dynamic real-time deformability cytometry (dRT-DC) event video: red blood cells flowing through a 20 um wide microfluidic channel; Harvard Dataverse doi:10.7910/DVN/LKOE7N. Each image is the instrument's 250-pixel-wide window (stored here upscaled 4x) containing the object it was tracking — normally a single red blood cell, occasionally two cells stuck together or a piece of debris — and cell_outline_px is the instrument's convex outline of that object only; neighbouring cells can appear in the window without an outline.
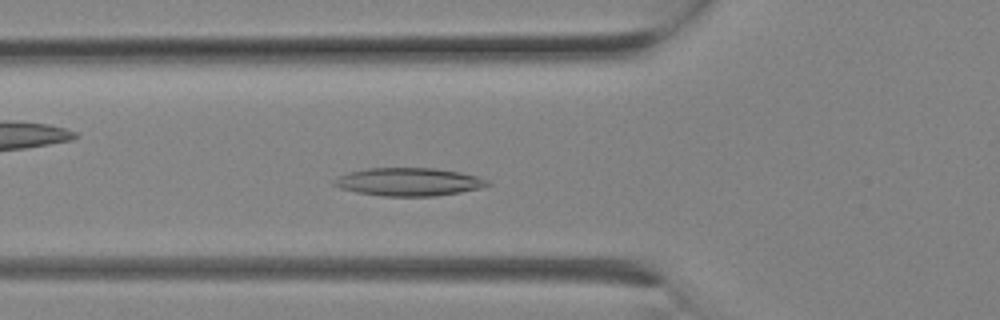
{"species": "Egyptian fruit bat (a non-hibernating species)", "species_latin": "Rousettus aegyptiacus", "temperature_condition": "room temperature", "stored_images_in_passage": 6, "camera_frame_rate_fps": 3000, "um_per_image_px": 0.085, "animal": {"sex": "female"}, "frame": {"image": 1, "passage_image": 6, "time_ms": 1.667, "image_size_px": [1000, 320], "cell_outline_px": [[492, 184], [480, 188], [460, 192], [432, 196], [384, 196], [356, 192], [340, 188], [332, 184], [332, 180], [348, 172], [368, 168], [432, 168], [460, 172], [476, 176], [488, 180]], "centroid_in_image_um": [34.72, 15.46], "position_along_channel_um": 91.1, "area_um2": 24.97}}